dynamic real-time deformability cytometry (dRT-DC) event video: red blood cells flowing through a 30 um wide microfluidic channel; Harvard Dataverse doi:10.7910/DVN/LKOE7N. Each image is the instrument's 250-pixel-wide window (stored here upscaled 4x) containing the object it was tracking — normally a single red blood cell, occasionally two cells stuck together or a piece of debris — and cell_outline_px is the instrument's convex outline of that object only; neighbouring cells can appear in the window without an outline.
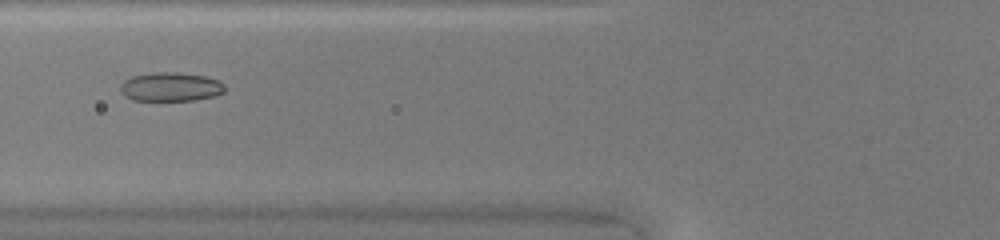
{"species": "common noctule bat (a hibernating species)", "species_latin": "Nyctalus noctula", "temperature_condition": "warm", "stored_images_in_passage": 43, "camera_frame_rate_fps": 3000, "um_per_image_px": 0.085, "animal": {"sex": "female", "body_mass_g": 20.0, "forearm_length_mm": 54.0}, "frame": {"image": 1, "passage_image": 14, "time_ms": 4.333, "image_size_px": [1000, 240], "cell_outline_px": [[224, 92], [212, 96], [192, 100], [132, 100], [124, 96], [120, 92], [120, 84], [124, 80], [132, 76], [152, 72], [176, 72], [204, 76], [216, 80], [224, 84]], "centroid_in_image_um": [14.44, 7.37], "position_along_channel_um": 111.4, "area_um2": 17.51}}
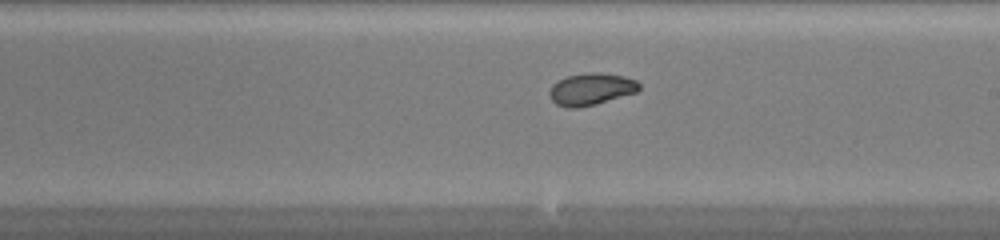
{"frame": {"image": 2, "passage_image": 23, "time_ms": 7.333, "image_size_px": [1000, 240], "cell_outline_px": [[640, 88], [636, 92], [596, 104], [576, 108], [568, 108], [556, 104], [548, 96], [548, 92], [552, 84], [556, 80], [568, 76], [588, 72], [600, 72], [624, 76], [636, 80], [640, 84]], "centroid_in_image_um": [50.21, 7.57], "position_along_channel_um": 238.8, "area_um2": 16.88}}
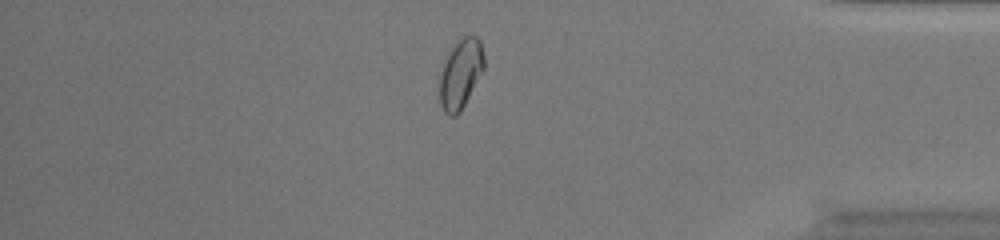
{"frame": {"image": 3, "passage_image": 36, "time_ms": 11.667, "image_size_px": [1000, 240], "cell_outline_px": [[484, 68], [460, 112], [456, 116], [448, 116], [444, 112], [440, 104], [440, 72], [448, 52], [464, 36], [476, 36], [480, 40], [484, 56]], "centroid_in_image_um": [39.14, 6.29], "position_along_channel_um": 396.1, "area_um2": 17.74}, "authors_computed_cell_mechanics": {"area_um2": 17.5134, "velocity_mm_per_s": 4.2552, "shape_relaxation_time_tau1_ms": 4.1337, "shape_relaxation_time_tau2_ms": 1.6917, "deformation_change_tau1": 0.1151, "deformation_change_tau2": 0.0435}}